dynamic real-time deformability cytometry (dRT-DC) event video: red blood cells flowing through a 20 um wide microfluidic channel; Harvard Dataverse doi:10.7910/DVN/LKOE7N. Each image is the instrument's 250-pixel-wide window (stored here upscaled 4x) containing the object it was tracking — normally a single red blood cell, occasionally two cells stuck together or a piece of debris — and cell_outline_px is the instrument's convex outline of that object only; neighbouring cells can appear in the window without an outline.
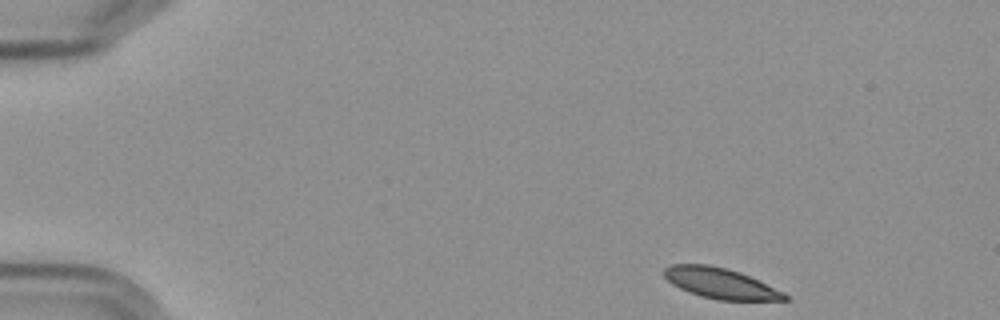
{"species": "Egyptian fruit bat (a non-hibernating species)", "species_latin": "Rousettus aegyptiacus", "temperature_condition": "cold", "stored_images_in_passage": 3, "camera_frame_rate_fps": 3000, "um_per_image_px": 0.085, "frame": {"image": 1, "passage_image": 1, "time_ms": 0.0, "image_size_px": [1000, 320], "cell_outline_px": [[788, 300], [716, 300], [700, 296], [688, 292], [672, 284], [664, 276], [664, 268], [672, 264], [708, 264], [728, 268], [740, 272], [784, 292], [788, 296]], "centroid_in_image_um": [61.22, 24.07], "position_along_channel_um": 23.8, "area_um2": 21.44}}